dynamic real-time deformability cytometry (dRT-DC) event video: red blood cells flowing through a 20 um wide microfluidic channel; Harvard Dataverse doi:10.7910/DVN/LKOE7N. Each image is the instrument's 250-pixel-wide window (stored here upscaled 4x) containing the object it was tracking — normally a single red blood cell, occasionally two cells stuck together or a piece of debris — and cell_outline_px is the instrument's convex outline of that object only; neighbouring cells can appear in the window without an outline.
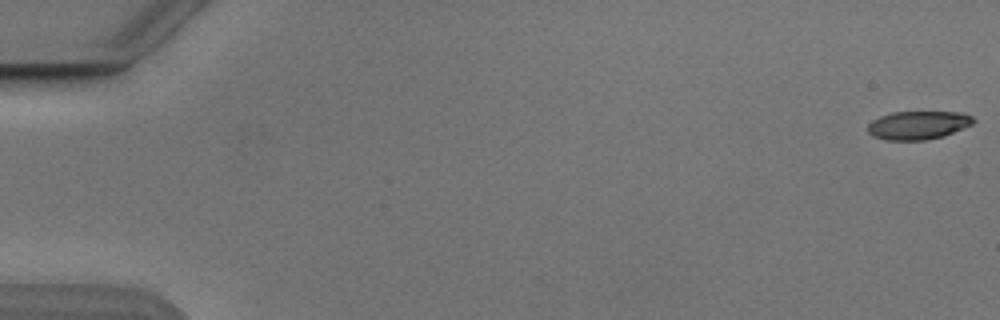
{"species": "Egyptian fruit bat (a non-hibernating species)", "species_latin": "Rousettus aegyptiacus", "temperature_condition": "cold", "stored_images_in_passage": 54, "camera_frame_rate_fps": 3000, "um_per_image_px": 0.085, "animal": {"sex": "male"}, "frame": {"image": 1, "passage_image": 1, "time_ms": 0.0, "image_size_px": [1000, 320], "cell_outline_px": [[976, 120], [972, 124], [964, 128], [944, 136], [928, 140], [884, 140], [872, 136], [868, 132], [868, 124], [872, 120], [880, 116], [892, 112], [964, 112], [972, 116]], "centroid_in_image_um": [78.05, 10.64], "position_along_channel_um": 7.0, "area_um2": 17.69}}
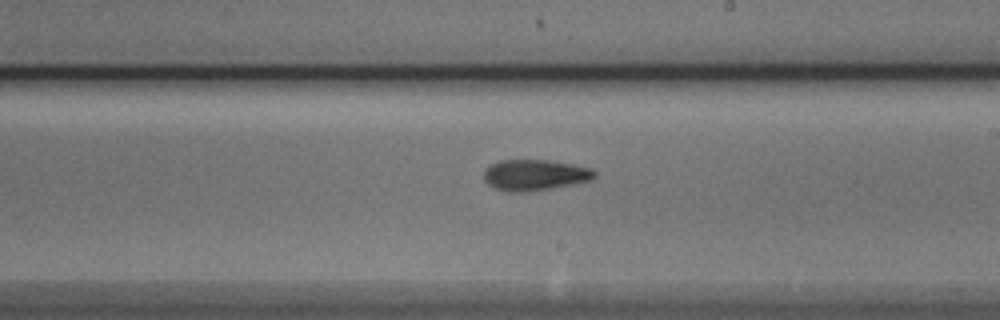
{"frame": {"image": 2, "passage_image": 32, "time_ms": 10.333, "image_size_px": [1000, 320], "cell_outline_px": [[596, 176], [592, 180], [552, 188], [528, 192], [512, 192], [492, 188], [484, 180], [484, 168], [500, 160], [548, 160], [572, 164], [592, 168], [596, 172]], "centroid_in_image_um": [45.45, 14.88], "position_along_channel_um": 243.6, "area_um2": 20.11}}
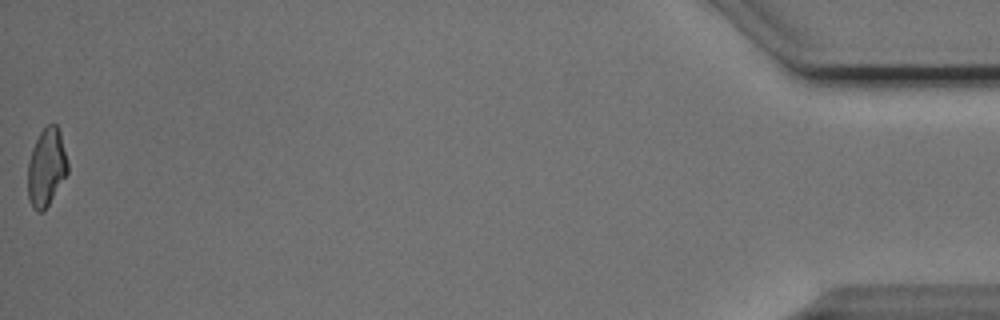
{"frame": {"image": 3, "passage_image": 54, "time_ms": 17.667, "image_size_px": [1000, 320], "cell_outline_px": [[68, 172], [44, 212], [36, 212], [32, 208], [28, 200], [28, 164], [32, 148], [40, 132], [48, 124], [56, 124], [60, 132], [68, 164]], "centroid_in_image_um": [3.93, 14.26], "position_along_channel_um": 431.3, "area_um2": 18.09}, "authors_computed_cell_mechanics": {"area_um2": 19.1318, "velocity_mm_per_s": 3.8654, "shape_relaxation_time_tau1_ms": 6.4379, "shape_relaxation_time_tau2_ms": 4.6486, "deformation_change_tau1": 0.1816, "deformation_change_tau2": 0.1247}}